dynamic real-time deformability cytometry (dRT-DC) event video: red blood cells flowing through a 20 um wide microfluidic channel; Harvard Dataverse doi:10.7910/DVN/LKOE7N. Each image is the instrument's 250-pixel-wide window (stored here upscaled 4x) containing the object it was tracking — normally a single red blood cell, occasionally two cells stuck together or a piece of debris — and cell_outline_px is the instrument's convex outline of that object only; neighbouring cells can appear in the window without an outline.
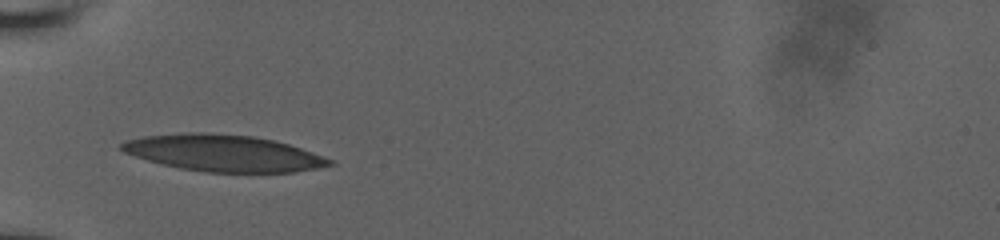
{"species": "human", "species_latin": "Homo sapiens", "temperature_condition": "room temperature", "stored_images_in_passage": 24, "camera_frame_rate_fps": 3000, "um_per_image_px": 0.085, "donor": {"sex": "male"}, "frame": {"image": 1, "passage_image": 1, "time_ms": 0.0, "image_size_px": [1000, 240], "cell_outline_px": [[336, 164], [316, 168], [292, 172], [204, 172], [180, 168], [160, 164], [124, 152], [120, 148], [120, 144], [128, 140], [144, 136], [188, 132], [200, 132], [252, 136], [272, 140], [288, 144], [312, 152], [332, 160]], "centroid_in_image_um": [18.98, 13.01], "position_along_channel_um": 66.0, "area_um2": 43.93}}
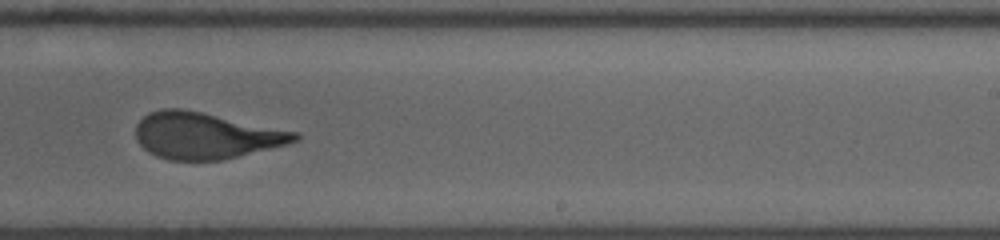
{"frame": {"image": 2, "passage_image": 13, "time_ms": 5.333, "image_size_px": [1000, 240], "cell_outline_px": [[300, 140], [220, 160], [168, 160], [156, 156], [148, 152], [136, 140], [136, 124], [148, 112], [160, 108], [180, 108], [200, 112], [296, 132], [300, 136]], "centroid_in_image_um": [17.38, 11.52], "position_along_channel_um": 271.6, "area_um2": 42.31}}
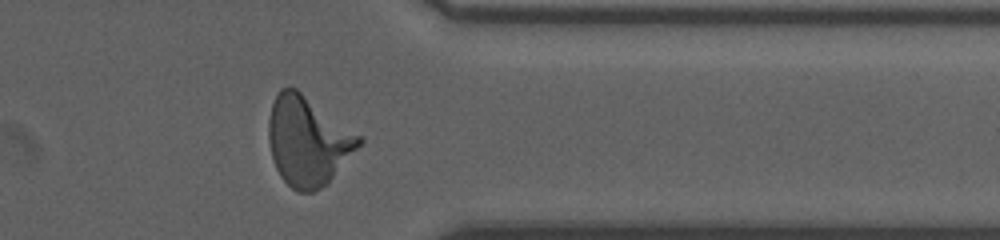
{"frame": {"image": 3, "passage_image": 22, "time_ms": 8.333, "image_size_px": [1000, 240], "cell_outline_px": [[364, 140], [328, 184], [312, 192], [300, 192], [292, 188], [280, 176], [276, 168], [272, 156], [268, 140], [268, 120], [272, 104], [280, 88], [296, 88], [364, 136]], "centroid_in_image_um": [26.19, 11.98], "position_along_channel_um": 385.2, "area_um2": 47.22}}